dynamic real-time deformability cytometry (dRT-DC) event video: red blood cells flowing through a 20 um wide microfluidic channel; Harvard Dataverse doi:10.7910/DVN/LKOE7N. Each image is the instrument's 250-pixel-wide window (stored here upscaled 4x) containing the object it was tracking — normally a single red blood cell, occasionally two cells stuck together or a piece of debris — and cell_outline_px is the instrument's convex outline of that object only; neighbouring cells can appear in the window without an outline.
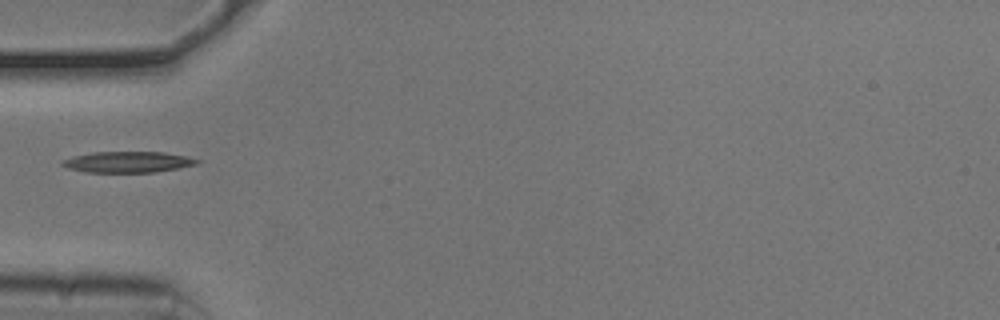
{"species": "common noctule bat (a hibernating species)", "species_latin": "Nyctalus noctula", "temperature_condition": "cold", "stored_images_in_passage": 37, "camera_frame_rate_fps": 3000, "um_per_image_px": 0.085, "animal": {"sex": "male", "body_mass_g": 20.5, "forearm_length_mm": 52.5}, "frame": {"image": 1, "passage_image": 1, "time_ms": 0.0, "image_size_px": [1000, 320], "cell_outline_px": [[200, 160], [196, 164], [180, 168], [152, 172], [84, 172], [68, 168], [60, 164], [64, 160], [72, 156], [92, 152], [164, 152], [184, 156]], "centroid_in_image_um": [10.83, 13.77], "position_along_channel_um": 74.2, "area_um2": 16.36}}
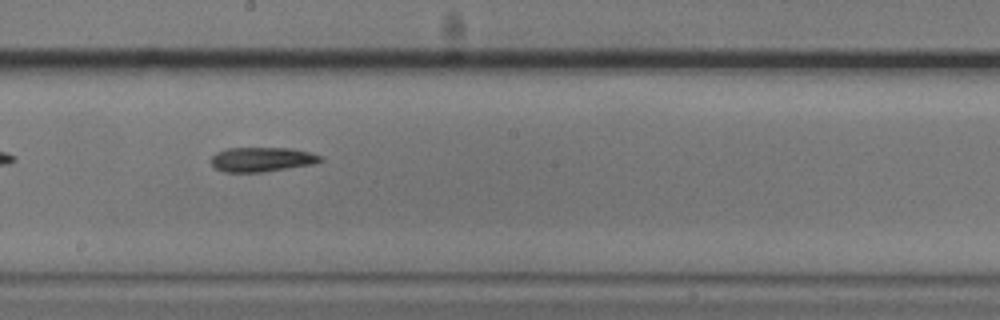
{"frame": {"image": 2, "passage_image": 13, "time_ms": 4.0, "image_size_px": [1000, 320], "cell_outline_px": [[324, 160], [312, 164], [264, 172], [224, 172], [216, 168], [212, 164], [212, 156], [216, 152], [228, 148], [292, 148], [324, 156]], "centroid_in_image_um": [22.28, 13.55], "position_along_channel_um": 225.9, "area_um2": 15.61}}
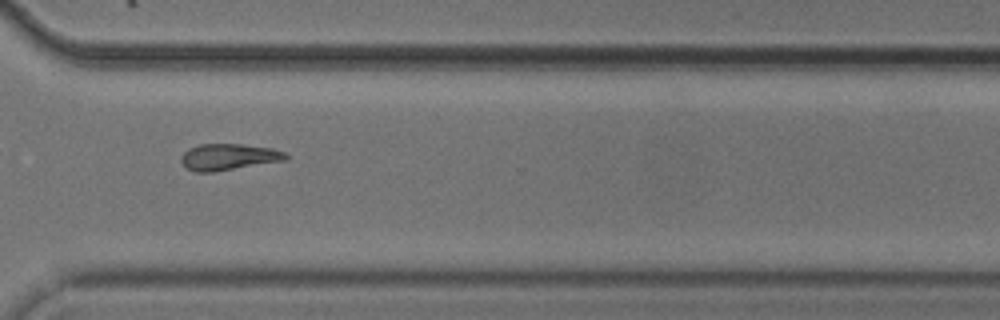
{"frame": {"image": 3, "passage_image": 23, "time_ms": 7.333, "image_size_px": [1000, 320], "cell_outline_px": [[288, 160], [212, 172], [196, 172], [188, 168], [180, 160], [180, 156], [188, 148], [200, 144], [240, 144], [272, 148], [284, 152], [288, 156]], "centroid_in_image_um": [19.43, 13.33], "position_along_channel_um": 351.2, "area_um2": 16.07}}